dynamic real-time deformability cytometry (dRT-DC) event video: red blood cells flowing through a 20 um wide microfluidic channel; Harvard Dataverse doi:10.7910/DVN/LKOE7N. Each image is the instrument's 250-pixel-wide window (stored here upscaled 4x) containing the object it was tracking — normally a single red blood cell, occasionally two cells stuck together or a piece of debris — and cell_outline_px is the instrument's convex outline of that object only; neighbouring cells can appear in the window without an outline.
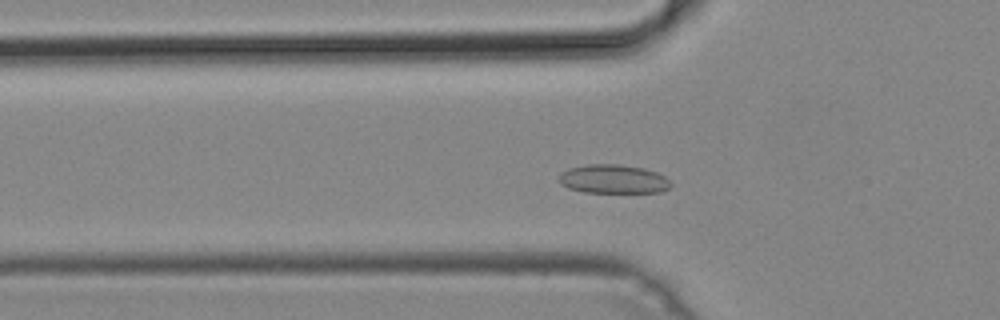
{"species": "common noctule bat (a hibernating species)", "species_latin": "Nyctalus noctula", "temperature_condition": "cold", "stored_images_in_passage": 48, "camera_frame_rate_fps": 3000, "um_per_image_px": 0.085, "animal": {"sex": "male", "body_mass_g": 19.2, "forearm_length_mm": 51.8}, "frame": {"image": 1, "passage_image": 14, "time_ms": 4.333, "image_size_px": [1000, 320], "cell_outline_px": [[672, 184], [668, 188], [660, 192], [584, 192], [568, 188], [560, 184], [560, 172], [568, 168], [588, 164], [620, 164], [644, 168], [656, 172], [664, 176]], "centroid_in_image_um": [52.11, 15.21], "position_along_channel_um": 73.7, "area_um2": 18.79}}
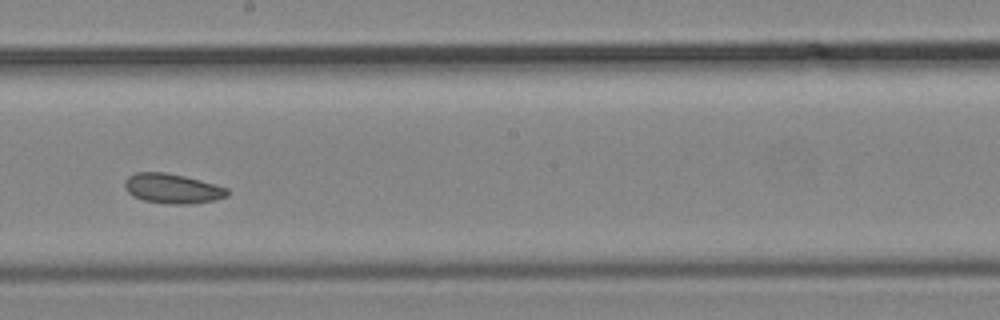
{"frame": {"image": 2, "passage_image": 26, "time_ms": 8.333, "image_size_px": [1000, 320], "cell_outline_px": [[232, 192], [228, 196], [216, 200], [192, 204], [168, 204], [144, 200], [132, 196], [124, 188], [124, 180], [128, 176], [136, 172], [164, 172], [184, 176], [216, 184], [228, 188]], "centroid_in_image_um": [14.68, 16.03], "position_along_channel_um": 233.5, "area_um2": 18.09}}
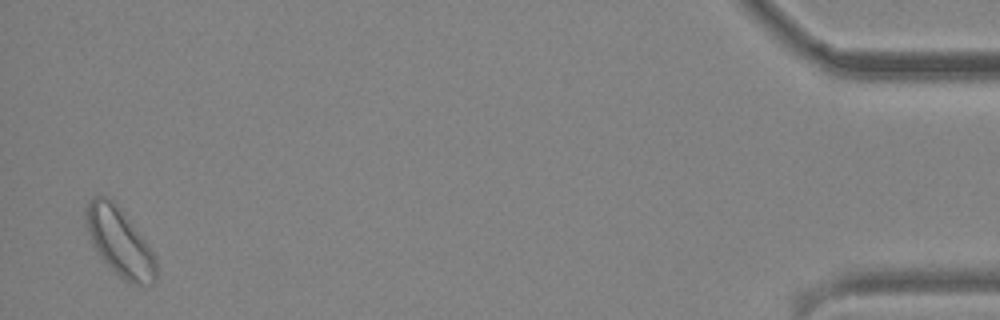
{"frame": {"image": 3, "passage_image": 47, "time_ms": 15.333, "image_size_px": [1000, 320], "cell_outline_px": [[156, 280], [152, 284], [140, 288], [136, 288], [120, 276], [100, 256], [88, 232], [84, 220], [84, 212], [88, 200], [92, 196], [108, 196], [120, 208], [148, 244], [156, 260]], "centroid_in_image_um": [10.18, 20.57], "position_along_channel_um": 425.0, "area_um2": 27.86}}